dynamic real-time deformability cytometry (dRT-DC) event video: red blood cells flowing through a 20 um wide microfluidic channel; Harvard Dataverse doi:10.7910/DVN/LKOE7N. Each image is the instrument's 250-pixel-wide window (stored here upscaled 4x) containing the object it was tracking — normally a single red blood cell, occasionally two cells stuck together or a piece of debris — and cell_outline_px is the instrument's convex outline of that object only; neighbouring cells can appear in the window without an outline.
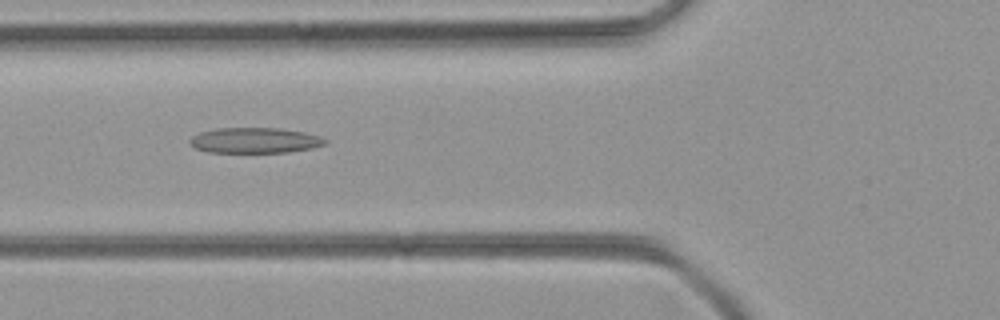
{"species": "common noctule bat (a hibernating species)", "species_latin": "Nyctalus noctula", "temperature_condition": "room temperature", "stored_images_in_passage": 33, "camera_frame_rate_fps": 3000, "um_per_image_px": 0.085, "animal": {"sex": "female", "body_mass_g": 21.9}, "frame": {"image": 1, "passage_image": 4, "time_ms": 1.0, "image_size_px": [1000, 320], "cell_outline_px": [[328, 140], [324, 144], [312, 148], [288, 152], [208, 152], [196, 148], [188, 144], [188, 140], [192, 136], [200, 132], [216, 128], [276, 128], [304, 132], [320, 136]], "centroid_in_image_um": [21.63, 11.93], "position_along_channel_um": 104.2, "area_um2": 20.06}}
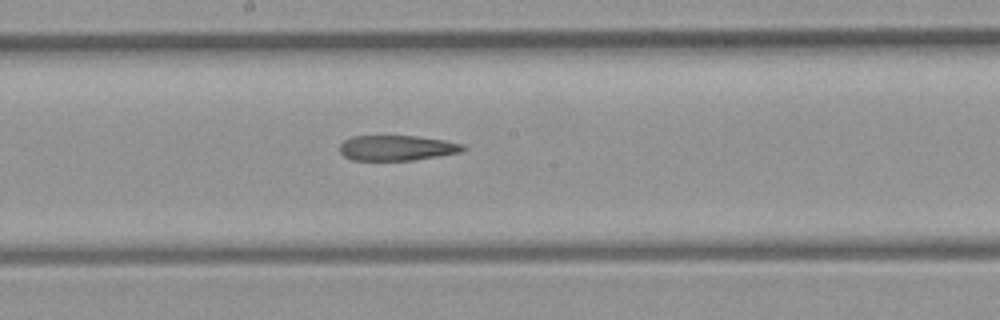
{"frame": {"image": 2, "passage_image": 12, "time_ms": 3.667, "image_size_px": [1000, 320], "cell_outline_px": [[468, 148], [460, 152], [440, 156], [412, 160], [352, 160], [344, 156], [340, 152], [340, 144], [344, 140], [352, 136], [416, 136], [444, 140], [464, 144]], "centroid_in_image_um": [33.75, 12.57], "position_along_channel_um": 214.4, "area_um2": 18.21}}
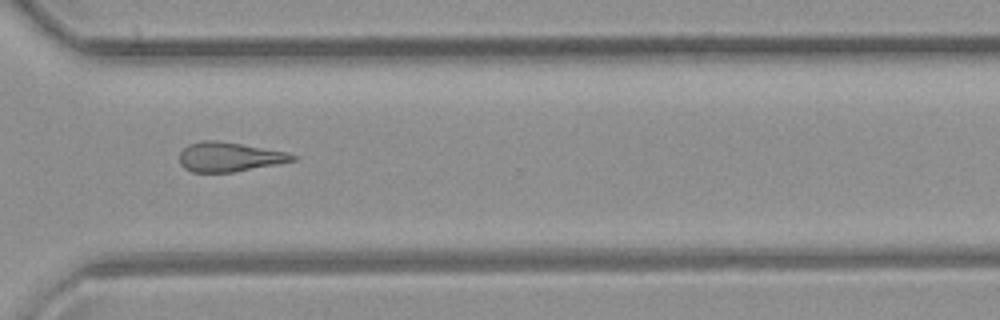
{"frame": {"image": 3, "passage_image": 22, "time_ms": 7.0, "image_size_px": [1000, 320], "cell_outline_px": [[300, 156], [296, 160], [276, 164], [232, 172], [192, 172], [184, 168], [180, 164], [180, 152], [188, 144], [204, 140], [216, 140], [240, 144], [284, 152]], "centroid_in_image_um": [19.46, 13.34], "position_along_channel_um": 351.1, "area_um2": 19.13}}